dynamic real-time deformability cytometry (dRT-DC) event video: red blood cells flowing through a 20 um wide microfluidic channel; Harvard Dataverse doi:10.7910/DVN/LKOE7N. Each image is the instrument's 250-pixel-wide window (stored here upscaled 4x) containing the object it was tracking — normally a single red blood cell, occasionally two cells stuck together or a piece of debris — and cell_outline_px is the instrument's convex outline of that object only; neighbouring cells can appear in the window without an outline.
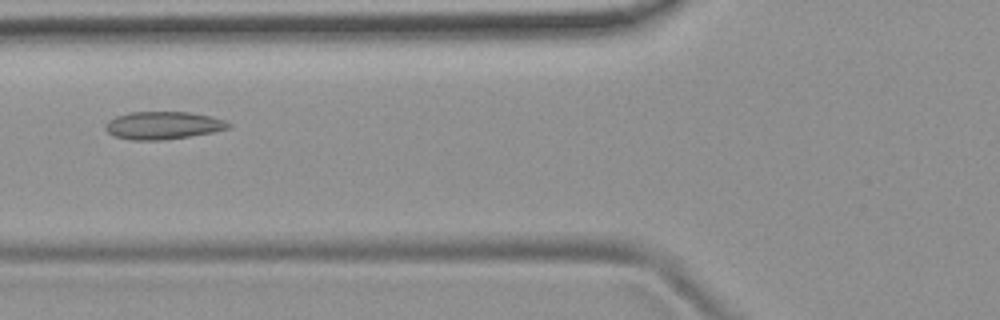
{"species": "common noctule bat (a hibernating species)", "species_latin": "Nyctalus noctula", "temperature_condition": "room temperature", "stored_images_in_passage": 37, "camera_frame_rate_fps": 3000, "um_per_image_px": 0.085, "animal": {"sex": "female", "body_mass_g": 19.9}, "frame": {"image": 1, "passage_image": 4, "time_ms": 1.0, "image_size_px": [1000, 320], "cell_outline_px": [[232, 128], [212, 132], [164, 140], [132, 140], [116, 136], [108, 132], [104, 128], [104, 124], [108, 120], [116, 116], [128, 112], [188, 112], [212, 116], [224, 120], [232, 124]], "centroid_in_image_um": [13.87, 10.65], "position_along_channel_um": 111.9, "area_um2": 19.94}}
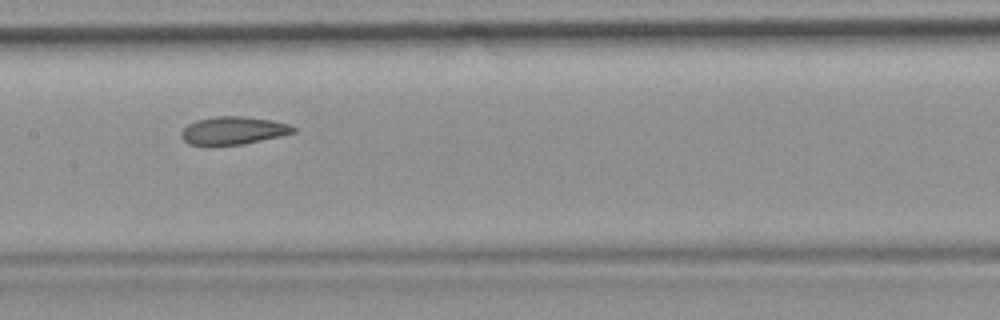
{"frame": {"image": 2, "passage_image": 10, "time_ms": 3.0, "image_size_px": [1000, 320], "cell_outline_px": [[296, 132], [280, 136], [244, 144], [188, 144], [180, 136], [180, 132], [188, 124], [196, 120], [216, 116], [240, 116], [272, 120], [288, 124], [296, 128]], "centroid_in_image_um": [19.83, 11.08], "position_along_channel_um": 187.6, "area_um2": 17.98}}
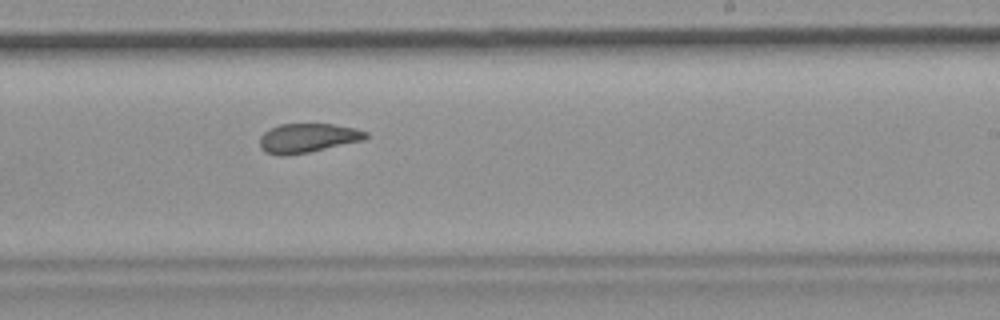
{"frame": {"image": 3, "passage_image": 16, "time_ms": 5.0, "image_size_px": [1000, 320], "cell_outline_px": [[368, 136], [364, 140], [308, 152], [284, 156], [280, 156], [264, 152], [260, 148], [260, 136], [268, 128], [280, 124], [332, 124], [356, 128], [368, 132]], "centroid_in_image_um": [26.12, 11.73], "position_along_channel_um": 262.9, "area_um2": 18.15}}